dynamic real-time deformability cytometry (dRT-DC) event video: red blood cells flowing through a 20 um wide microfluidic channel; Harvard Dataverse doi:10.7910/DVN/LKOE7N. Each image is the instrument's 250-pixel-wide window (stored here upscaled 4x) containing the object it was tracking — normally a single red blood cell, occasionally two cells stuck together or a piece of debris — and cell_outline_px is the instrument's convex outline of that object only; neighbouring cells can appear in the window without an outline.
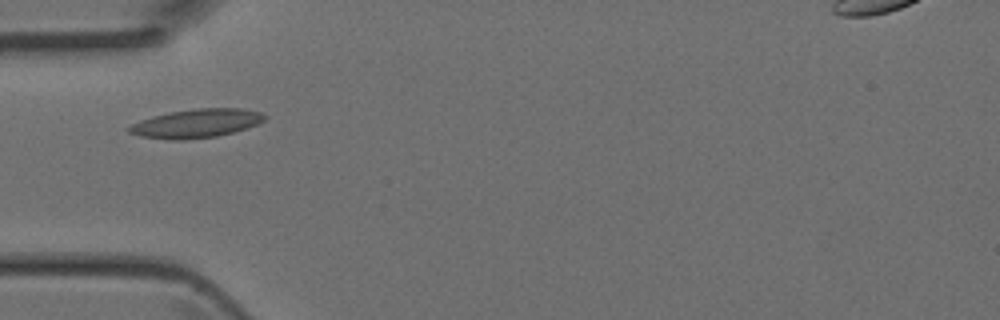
{"species": "Egyptian fruit bat (a non-hibernating species)", "species_latin": "Rousettus aegyptiacus", "temperature_condition": "room temperature", "stored_images_in_passage": 4, "camera_frame_rate_fps": 3000, "um_per_image_px": 0.085, "animal": {"sex": "female"}, "frame": {"image": 1, "passage_image": 3, "time_ms": 0.667, "image_size_px": [1000, 320], "cell_outline_px": [[268, 116], [264, 120], [256, 124], [232, 132], [216, 136], [184, 140], [172, 140], [140, 136], [128, 132], [128, 128], [132, 124], [140, 120], [152, 116], [168, 112], [196, 108], [240, 108], [260, 112]], "centroid_in_image_um": [16.66, 10.48], "position_along_channel_um": 68.3, "area_um2": 22.54}}
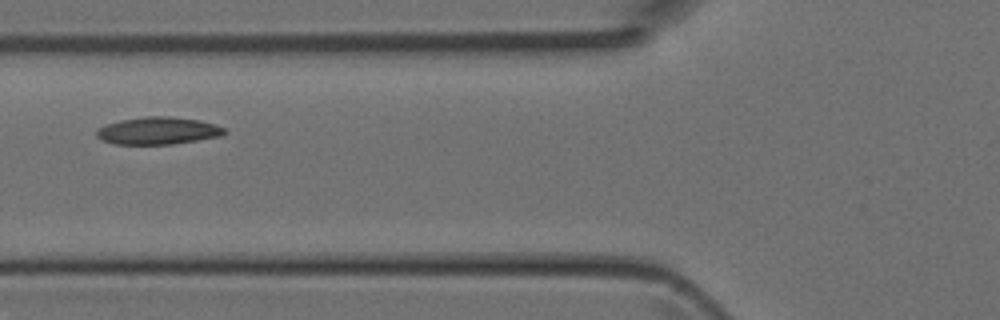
{"frame": {"image": 2, "passage_image": 4, "time_ms": 1.0, "image_size_px": [1000, 320], "cell_outline_px": [[228, 132], [220, 136], [172, 144], [116, 144], [100, 140], [96, 136], [96, 128], [104, 124], [120, 120], [144, 116], [168, 116], [200, 120], [224, 128]], "centroid_in_image_um": [13.36, 11.11], "position_along_channel_um": 112.4, "area_um2": 20.46}}